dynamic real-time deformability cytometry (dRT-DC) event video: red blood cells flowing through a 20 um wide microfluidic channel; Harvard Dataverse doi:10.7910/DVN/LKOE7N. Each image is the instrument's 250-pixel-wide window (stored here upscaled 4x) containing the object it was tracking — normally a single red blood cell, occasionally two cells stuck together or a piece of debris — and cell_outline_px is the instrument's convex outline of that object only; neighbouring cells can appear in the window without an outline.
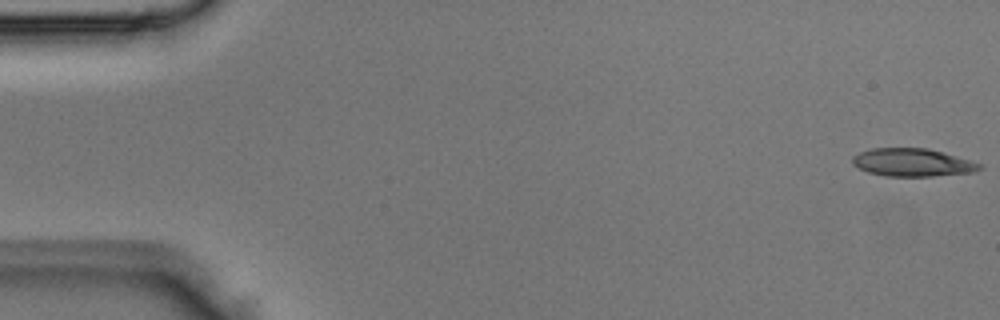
{"species": "Egyptian fruit bat (a non-hibernating species)", "species_latin": "Rousettus aegyptiacus", "temperature_condition": "room temperature", "stored_images_in_passage": 4, "camera_frame_rate_fps": 3000, "um_per_image_px": 0.085, "animal": {"sex": "male"}, "frame": {"image": 1, "passage_image": 1, "time_ms": 0.0, "image_size_px": [1000, 320], "cell_outline_px": [[984, 168], [976, 172], [932, 176], [888, 176], [868, 172], [852, 164], [852, 156], [860, 152], [872, 148], [928, 148], [944, 152], [984, 164]], "centroid_in_image_um": [77.62, 13.81], "position_along_channel_um": 7.4, "area_um2": 20.87}}